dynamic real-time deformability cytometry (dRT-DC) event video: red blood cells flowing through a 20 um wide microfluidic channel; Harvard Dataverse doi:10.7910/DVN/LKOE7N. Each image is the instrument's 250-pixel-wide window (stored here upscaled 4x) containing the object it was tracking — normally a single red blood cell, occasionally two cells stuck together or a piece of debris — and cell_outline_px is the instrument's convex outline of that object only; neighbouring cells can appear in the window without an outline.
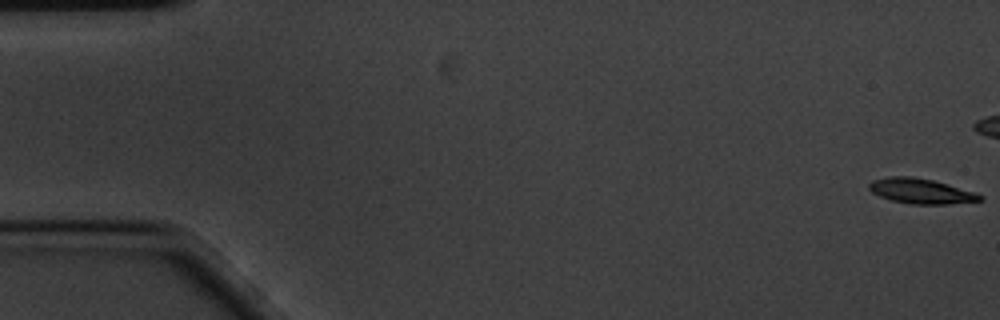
{"species": "common noctule bat (a hibernating species)", "species_latin": "Nyctalus noctula", "temperature_condition": "cold", "stored_images_in_passage": 60, "camera_frame_rate_fps": 3000, "um_per_image_px": 0.085, "animal": {"sex": "male", "body_mass_g": 20.1, "forearm_length_mm": 53.5}, "frame": {"image": 1, "passage_image": 1, "time_ms": 0.0, "image_size_px": [1000, 320], "cell_outline_px": [[984, 200], [948, 204], [912, 204], [892, 200], [880, 196], [872, 192], [868, 188], [868, 184], [872, 180], [888, 176], [912, 176], [932, 180], [976, 192], [984, 196]], "centroid_in_image_um": [78.28, 16.24], "position_along_channel_um": 6.7, "area_um2": 16.24}}
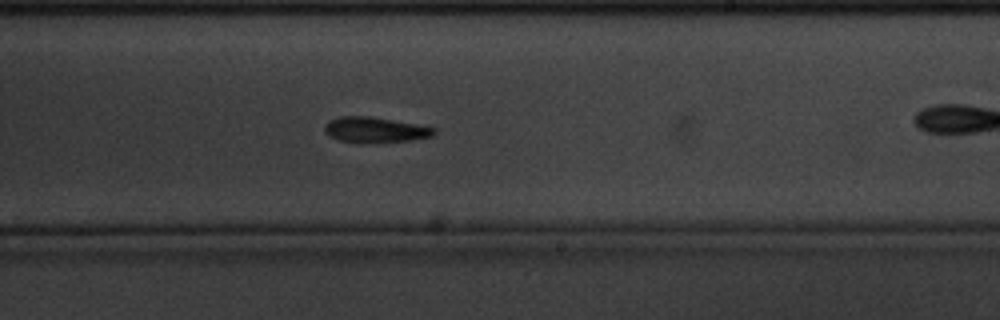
{"frame": {"image": 2, "passage_image": 35, "time_ms": 11.333, "image_size_px": [1000, 320], "cell_outline_px": [[436, 132], [432, 136], [412, 140], [372, 144], [356, 144], [336, 140], [328, 136], [324, 132], [324, 124], [328, 120], [340, 116], [368, 116], [416, 124], [436, 128]], "centroid_in_image_um": [31.8, 11.07], "position_along_channel_um": 257.2, "area_um2": 16.82}}
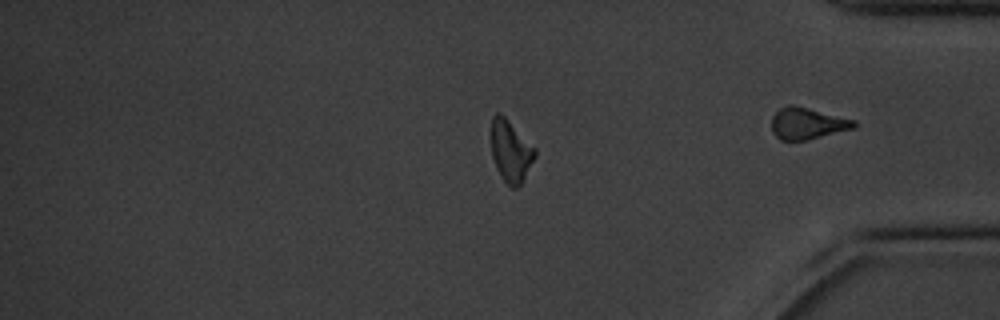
{"frame": {"image": 3, "passage_image": 49, "time_ms": 16.0, "image_size_px": [1000, 320], "cell_outline_px": [[536, 156], [524, 180], [516, 188], [512, 188], [500, 176], [496, 168], [492, 156], [492, 116], [496, 112], [500, 112], [536, 148]], "centroid_in_image_um": [43.42, 12.85], "position_along_channel_um": 391.8, "area_um2": 15.72}, "authors_computed_cell_mechanics": {"area_um2": 16.4441, "velocity_mm_per_s": 3.4224, "shape_relaxation_time_tau1_ms": 3.7712, "shape_relaxation_time_tau2_ms": null, "deformation_change_tau1": 0.1229, "deformation_change_tau2": null}}